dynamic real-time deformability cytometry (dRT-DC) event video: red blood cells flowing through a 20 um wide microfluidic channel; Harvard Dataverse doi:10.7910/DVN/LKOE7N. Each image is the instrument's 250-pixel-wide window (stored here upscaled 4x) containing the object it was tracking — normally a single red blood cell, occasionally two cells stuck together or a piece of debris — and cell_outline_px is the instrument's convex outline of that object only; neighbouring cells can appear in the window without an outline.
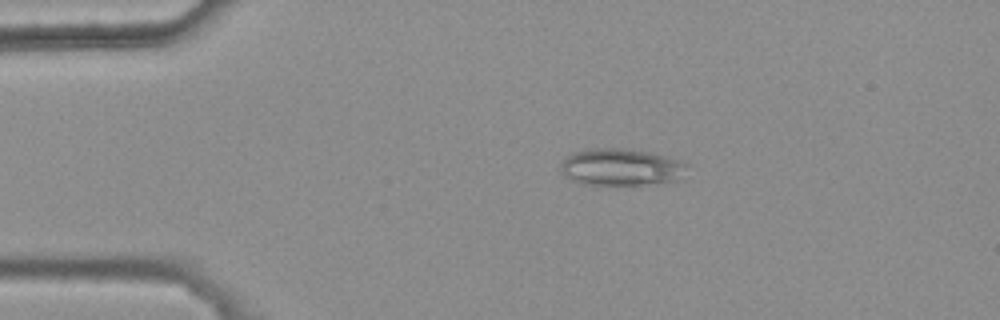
{"species": "common noctule bat (a hibernating species)", "species_latin": "Nyctalus noctula", "temperature_condition": "warm", "stored_images_in_passage": 5, "camera_frame_rate_fps": 3000, "um_per_image_px": 0.085, "animal": {"sex": "female", "body_mass_g": 25.1}, "frame": {"image": 1, "passage_image": 3, "time_ms": 0.667, "image_size_px": [1000, 320], "cell_outline_px": [[688, 164], [680, 180], [640, 184], [584, 184], [572, 180], [564, 176], [560, 172], [560, 164], [572, 152], [596, 148], [624, 148], [648, 152], [676, 160]], "centroid_in_image_um": [52.74, 14.2], "position_along_channel_um": 32.3, "area_um2": 26.82}}